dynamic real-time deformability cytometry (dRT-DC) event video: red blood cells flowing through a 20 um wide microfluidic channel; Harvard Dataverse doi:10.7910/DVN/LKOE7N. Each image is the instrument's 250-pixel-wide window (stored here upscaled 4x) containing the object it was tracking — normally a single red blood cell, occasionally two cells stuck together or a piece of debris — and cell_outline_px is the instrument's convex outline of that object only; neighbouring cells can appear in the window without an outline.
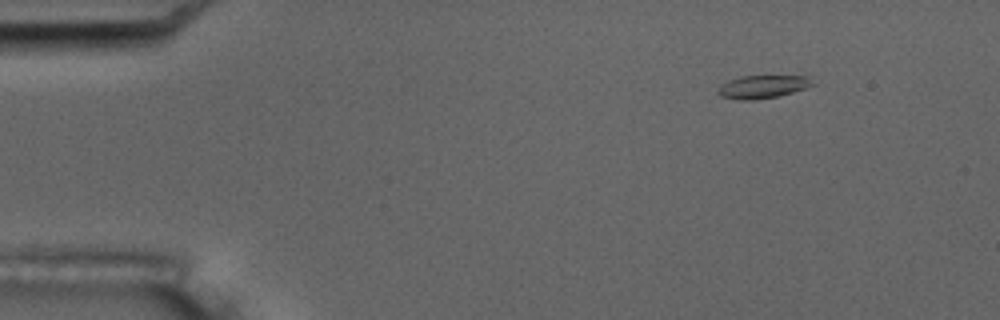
{"species": "common noctule bat (a hibernating species)", "species_latin": "Nyctalus noctula", "temperature_condition": "room temperature", "stored_images_in_passage": 6, "camera_frame_rate_fps": 3000, "um_per_image_px": 0.085, "animal": {"sex": "male", "body_mass_g": 17.5, "forearm_length_mm": 52.3}, "frame": {"image": 1, "passage_image": 3, "time_ms": 2.333, "image_size_px": [1000, 320], "cell_outline_px": [[816, 84], [792, 92], [776, 96], [756, 100], [740, 100], [720, 96], [716, 92], [720, 84], [728, 80], [740, 76], [808, 76]], "centroid_in_image_um": [64.78, 7.37], "position_along_channel_um": 20.2, "area_um2": 12.72}}